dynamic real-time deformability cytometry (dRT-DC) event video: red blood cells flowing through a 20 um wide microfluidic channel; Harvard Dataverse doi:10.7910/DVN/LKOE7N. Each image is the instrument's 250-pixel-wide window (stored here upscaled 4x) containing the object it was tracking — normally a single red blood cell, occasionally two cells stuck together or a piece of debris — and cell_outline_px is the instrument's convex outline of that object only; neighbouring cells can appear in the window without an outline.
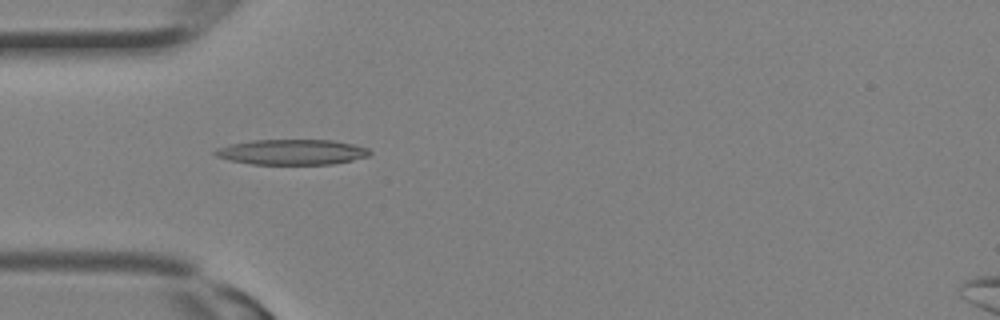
{"species": "Egyptian fruit bat (a non-hibernating species)", "species_latin": "Rousettus aegyptiacus", "temperature_condition": "room temperature", "stored_images_in_passage": 14, "camera_frame_rate_fps": 3000, "um_per_image_px": 0.085, "animal": {"sex": "female"}, "frame": {"image": 1, "passage_image": 3, "time_ms": 0.667, "image_size_px": [1000, 320], "cell_outline_px": [[372, 152], [368, 156], [352, 160], [332, 164], [252, 164], [228, 160], [216, 156], [212, 152], [216, 148], [232, 144], [252, 140], [332, 140], [352, 144], [368, 148]], "centroid_in_image_um": [24.79, 12.92], "position_along_channel_um": 60.2, "area_um2": 22.77}}
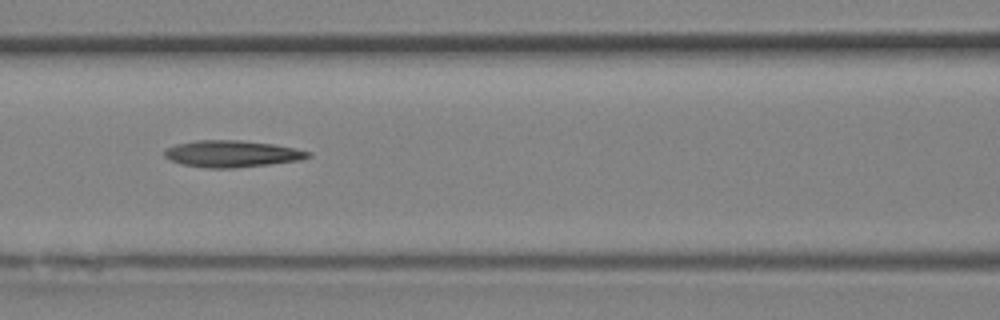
{"frame": {"image": 2, "passage_image": 7, "time_ms": 2.0, "image_size_px": [1000, 320], "cell_outline_px": [[312, 156], [300, 160], [268, 164], [232, 168], [204, 168], [180, 164], [164, 156], [164, 148], [176, 144], [196, 140], [240, 140], [272, 144], [296, 148], [312, 152]], "centroid_in_image_um": [19.7, 13.07], "position_along_channel_um": 146.9, "area_um2": 22.43}}
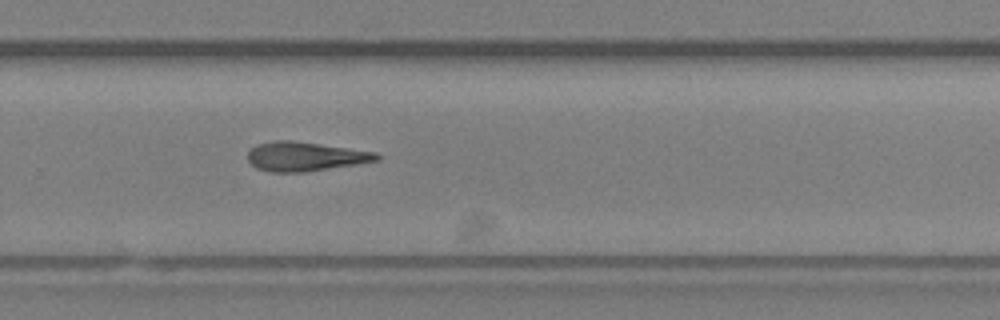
{"frame": {"image": 3, "passage_image": 14, "time_ms": 4.333, "image_size_px": [1000, 320], "cell_outline_px": [[380, 160], [356, 164], [304, 172], [268, 172], [256, 168], [248, 160], [248, 152], [256, 144], [276, 140], [292, 140], [376, 152], [380, 156]], "centroid_in_image_um": [25.91, 13.3], "position_along_channel_um": 303.9, "area_um2": 21.85}}